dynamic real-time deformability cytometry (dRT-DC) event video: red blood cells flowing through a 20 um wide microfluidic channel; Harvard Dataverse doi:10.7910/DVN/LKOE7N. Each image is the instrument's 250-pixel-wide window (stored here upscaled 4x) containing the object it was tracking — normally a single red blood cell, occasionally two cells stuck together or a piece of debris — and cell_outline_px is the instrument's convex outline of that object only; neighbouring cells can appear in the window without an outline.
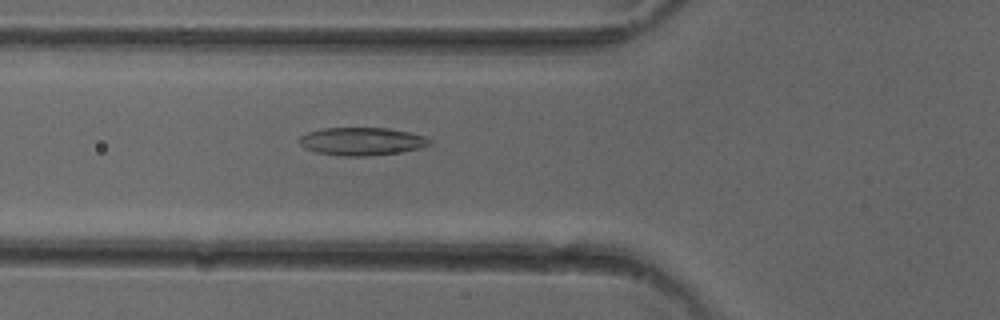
{"species": "common noctule bat (a hibernating species)", "species_latin": "Nyctalus noctula", "temperature_condition": "cold", "stored_images_in_passage": 50, "camera_frame_rate_fps": 3000, "um_per_image_px": 0.085, "animal": {"sex": "female"}, "frame": {"image": 1, "passage_image": 18, "time_ms": 5.667, "image_size_px": [1000, 320], "cell_outline_px": [[432, 144], [420, 148], [396, 152], [368, 156], [344, 156], [316, 152], [304, 148], [300, 144], [300, 136], [308, 132], [320, 128], [388, 128], [408, 132], [424, 136], [432, 140]], "centroid_in_image_um": [30.74, 12.01], "position_along_channel_um": 95.1, "area_um2": 21.1}}
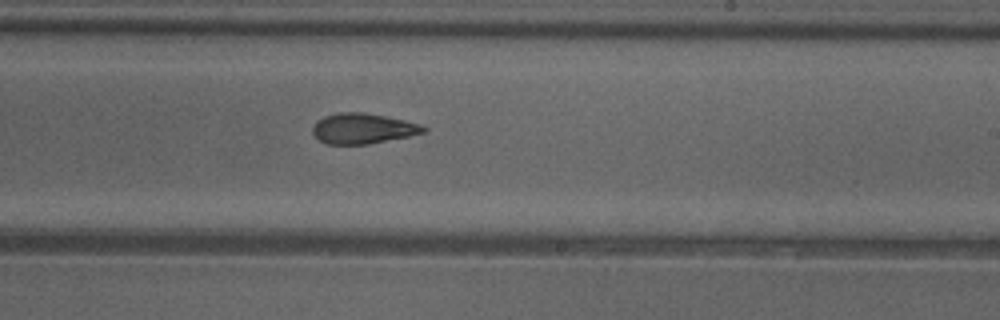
{"frame": {"image": 2, "passage_image": 30, "time_ms": 9.667, "image_size_px": [1000, 320], "cell_outline_px": [[428, 128], [424, 132], [408, 136], [368, 144], [328, 144], [320, 140], [312, 132], [312, 128], [316, 120], [324, 116], [340, 112], [364, 112], [404, 120], [420, 124]], "centroid_in_image_um": [30.82, 10.91], "position_along_channel_um": 258.2, "area_um2": 19.48}}
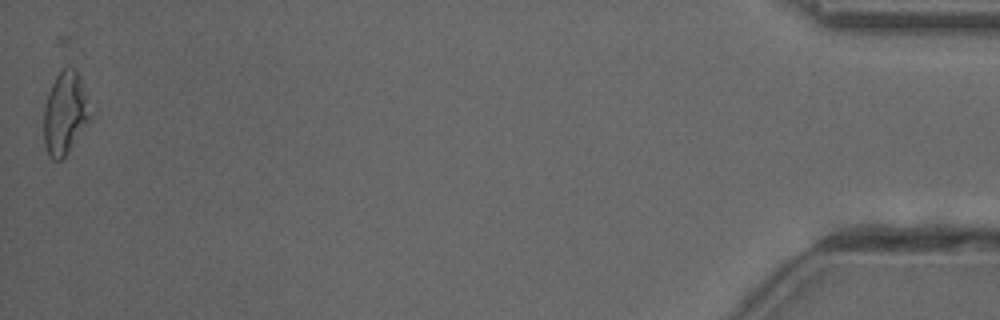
{"frame": {"image": 3, "passage_image": 50, "time_ms": 16.333, "image_size_px": [1000, 320], "cell_outline_px": [[92, 116], [68, 152], [60, 160], [52, 160], [48, 156], [44, 144], [44, 108], [52, 84], [60, 68], [68, 64], [76, 68], [92, 112]], "centroid_in_image_um": [5.53, 9.59], "position_along_channel_um": 429.7, "area_um2": 22.43}, "authors_computed_cell_mechanics": {"area_um2": 20.7213, "velocity_mm_per_s": 4.0552, "shape_relaxation_time_tau1_ms": 9.4835, "shape_relaxation_time_tau2_ms": 3.0238, "deformation_change_tau1": 0.2054, "deformation_change_tau2": 0.1073}}